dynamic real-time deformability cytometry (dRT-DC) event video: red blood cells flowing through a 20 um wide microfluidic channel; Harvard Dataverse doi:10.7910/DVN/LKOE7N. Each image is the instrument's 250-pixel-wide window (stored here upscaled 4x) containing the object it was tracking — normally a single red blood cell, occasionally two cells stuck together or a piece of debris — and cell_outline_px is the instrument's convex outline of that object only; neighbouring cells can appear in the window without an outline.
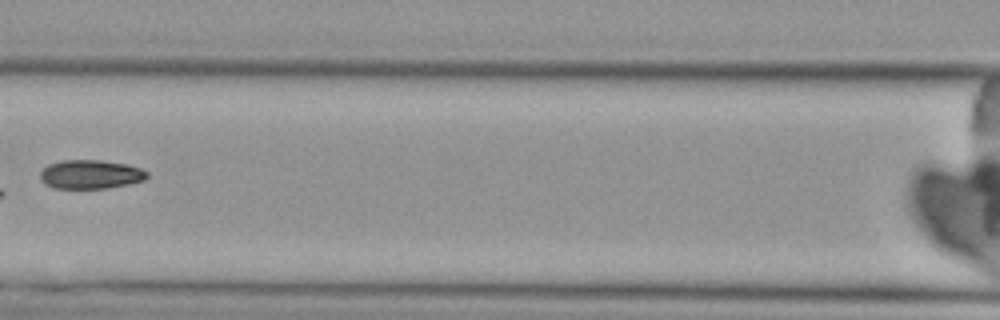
{"species": "Egyptian fruit bat (a non-hibernating species)", "species_latin": "Rousettus aegyptiacus", "temperature_condition": "cold", "stored_images_in_passage": 8, "camera_frame_rate_fps": 3000, "um_per_image_px": 0.085, "animal": {"sex": "female"}, "frame": {"image": 1, "passage_image": 7, "time_ms": 8.0, "image_size_px": [1000, 320], "cell_outline_px": [[148, 176], [144, 180], [128, 184], [108, 188], [52, 188], [44, 184], [40, 180], [40, 172], [48, 164], [64, 160], [100, 160], [128, 164], [140, 168], [148, 172]], "centroid_in_image_um": [7.68, 14.82], "position_along_channel_um": 158.9, "area_um2": 18.09}}
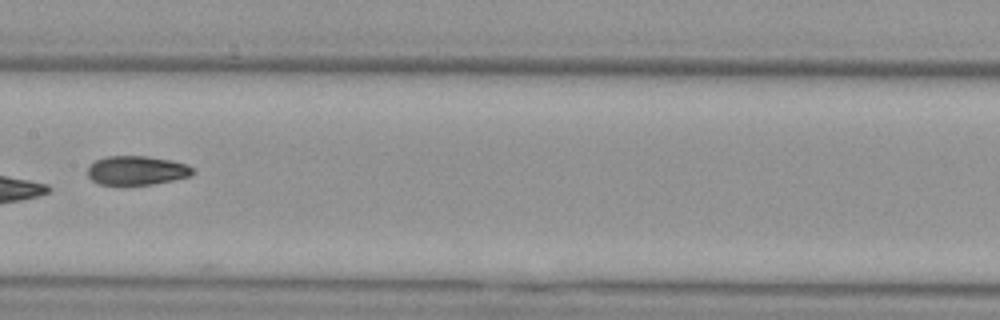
{"frame": {"image": 2, "passage_image": 8, "time_ms": 9.0, "image_size_px": [1000, 320], "cell_outline_px": [[196, 172], [192, 176], [152, 184], [100, 184], [92, 180], [88, 176], [88, 168], [96, 160], [104, 156], [148, 156], [172, 160], [188, 164], [196, 168]], "centroid_in_image_um": [11.7, 14.47], "position_along_channel_um": 195.7, "area_um2": 17.92}}